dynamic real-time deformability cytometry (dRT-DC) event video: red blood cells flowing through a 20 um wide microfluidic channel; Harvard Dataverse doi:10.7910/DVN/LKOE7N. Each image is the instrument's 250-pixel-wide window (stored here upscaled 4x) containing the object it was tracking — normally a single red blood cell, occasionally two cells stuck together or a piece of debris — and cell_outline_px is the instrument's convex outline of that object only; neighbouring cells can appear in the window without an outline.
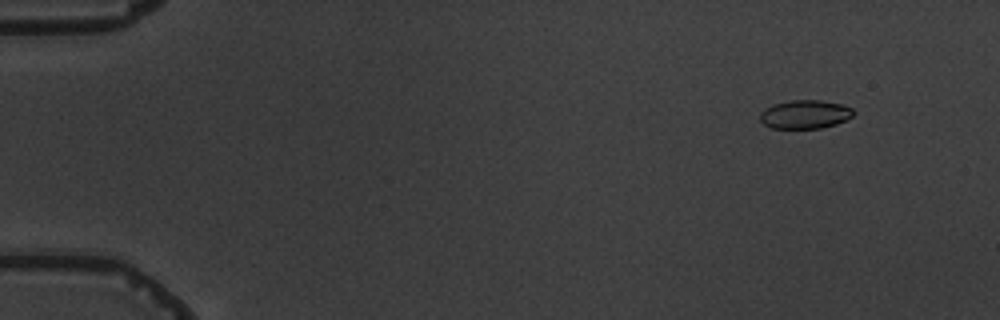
{"species": "common noctule bat (a hibernating species)", "species_latin": "Nyctalus noctula", "temperature_condition": "warm", "stored_images_in_passage": 8, "camera_frame_rate_fps": 3000, "um_per_image_px": 0.085, "animal": {"sex": "male", "body_mass_g": 19.5, "forearm_length_mm": 54.6}, "frame": {"image": 1, "passage_image": 2, "time_ms": 1.333, "image_size_px": [1000, 320], "cell_outline_px": [[856, 112], [852, 116], [836, 124], [820, 128], [772, 128], [764, 124], [760, 120], [760, 112], [764, 108], [772, 104], [792, 100], [820, 100], [844, 104], [852, 108]], "centroid_in_image_um": [68.43, 9.7], "position_along_channel_um": 16.6, "area_um2": 15.66}}
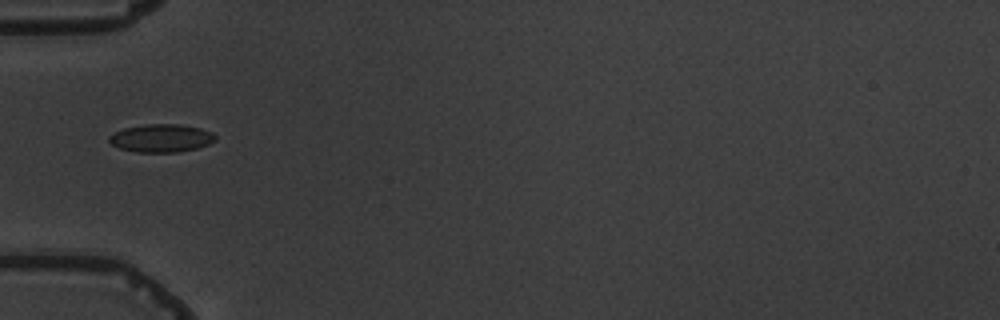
{"frame": {"image": 2, "passage_image": 6, "time_ms": 6.0, "image_size_px": [1000, 320], "cell_outline_px": [[216, 140], [208, 144], [196, 148], [176, 152], [136, 152], [120, 148], [112, 144], [108, 140], [108, 136], [124, 128], [144, 124], [180, 124], [200, 128], [212, 132], [216, 136]], "centroid_in_image_um": [13.71, 11.73], "position_along_channel_um": 71.3, "area_um2": 17.28}}
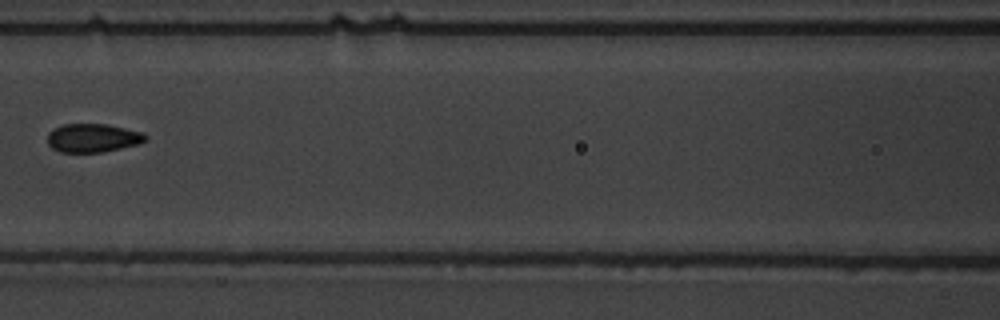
{"frame": {"image": 3, "passage_image": 8, "time_ms": 8.333, "image_size_px": [1000, 320], "cell_outline_px": [[148, 140], [136, 144], [104, 152], [60, 152], [52, 148], [48, 144], [48, 132], [64, 124], [108, 124], [144, 132], [148, 136]], "centroid_in_image_um": [7.92, 11.72], "position_along_channel_um": 158.7, "area_um2": 16.36}}